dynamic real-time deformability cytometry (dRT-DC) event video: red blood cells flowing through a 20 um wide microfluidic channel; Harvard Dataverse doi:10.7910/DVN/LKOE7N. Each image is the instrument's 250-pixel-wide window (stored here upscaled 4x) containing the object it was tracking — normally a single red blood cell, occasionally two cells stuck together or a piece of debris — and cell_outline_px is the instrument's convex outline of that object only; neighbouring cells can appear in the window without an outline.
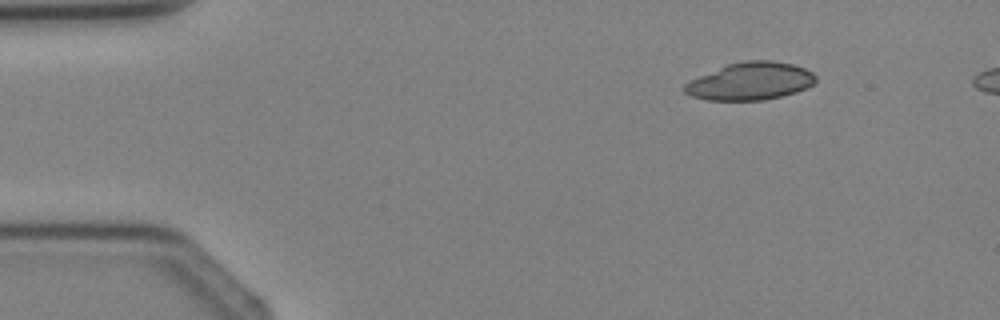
{"species": "Egyptian fruit bat (a non-hibernating species)", "species_latin": "Rousettus aegyptiacus", "temperature_condition": "cold", "stored_images_in_passage": 4, "segment_of_instrument_passage": [2, 2], "camera_frame_rate_fps": 3000, "um_per_image_px": 0.085, "animal": {"sex": "female"}, "frame": {"image": 1, "passage_image": 4, "time_ms": 3.333, "image_size_px": [1000, 320], "cell_outline_px": [[816, 84], [796, 92], [764, 100], [708, 100], [692, 96], [684, 92], [684, 84], [700, 76], [728, 64], [744, 60], [772, 60], [792, 64], [804, 68], [812, 72], [816, 76]], "centroid_in_image_um": [63.82, 6.9], "position_along_channel_um": 21.2, "area_um2": 28.55}}